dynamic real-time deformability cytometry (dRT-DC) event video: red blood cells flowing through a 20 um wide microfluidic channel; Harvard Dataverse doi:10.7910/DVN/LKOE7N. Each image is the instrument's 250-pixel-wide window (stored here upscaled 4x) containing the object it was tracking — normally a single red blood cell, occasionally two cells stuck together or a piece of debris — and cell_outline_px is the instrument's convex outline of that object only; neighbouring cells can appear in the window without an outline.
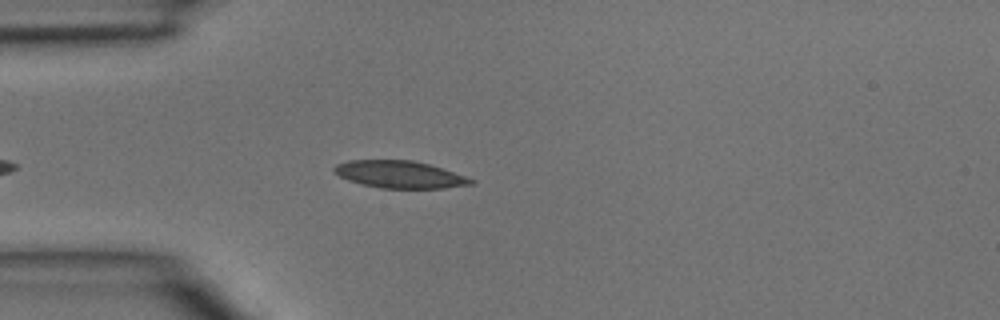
{"species": "common noctule bat (a hibernating species)", "species_latin": "Nyctalus noctula", "temperature_condition": "room temperature", "stored_images_in_passage": 4, "camera_frame_rate_fps": 3000, "um_per_image_px": 0.085, "animal": {"sex": "male", "body_mass_g": 15.6}, "frame": {"image": 1, "passage_image": 4, "time_ms": 1.0, "image_size_px": [1000, 320], "cell_outline_px": [[476, 184], [444, 188], [380, 188], [360, 184], [348, 180], [332, 172], [332, 168], [336, 164], [348, 160], [412, 160], [428, 164], [476, 180]], "centroid_in_image_um": [33.93, 14.83], "position_along_channel_um": 51.1, "area_um2": 21.73}}